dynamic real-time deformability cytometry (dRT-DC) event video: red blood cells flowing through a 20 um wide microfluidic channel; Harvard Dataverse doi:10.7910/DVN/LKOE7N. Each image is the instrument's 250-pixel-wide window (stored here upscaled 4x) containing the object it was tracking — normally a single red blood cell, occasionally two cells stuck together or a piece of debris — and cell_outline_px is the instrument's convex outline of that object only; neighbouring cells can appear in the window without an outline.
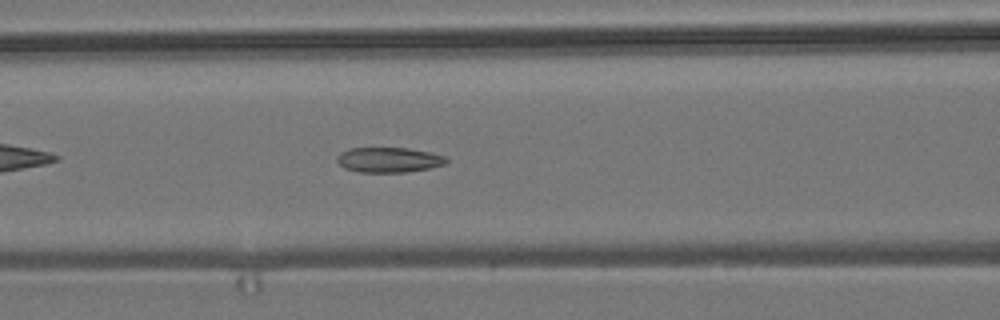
{"species": "common noctule bat (a hibernating species)", "species_latin": "Nyctalus noctula", "temperature_condition": "room temperature", "stored_images_in_passage": 43, "camera_frame_rate_fps": 3000, "um_per_image_px": 0.085, "animal": {"sex": "male", "body_mass_g": 19.2, "forearm_length_mm": 51.8}, "frame": {"image": 1, "passage_image": 10, "time_ms": 3.0, "image_size_px": [1000, 320], "cell_outline_px": [[448, 160], [444, 164], [428, 168], [404, 172], [356, 172], [344, 168], [336, 160], [336, 156], [340, 152], [348, 148], [408, 148], [432, 152], [444, 156]], "centroid_in_image_um": [33.0, 13.58], "position_along_channel_um": 133.6, "area_um2": 16.01}}
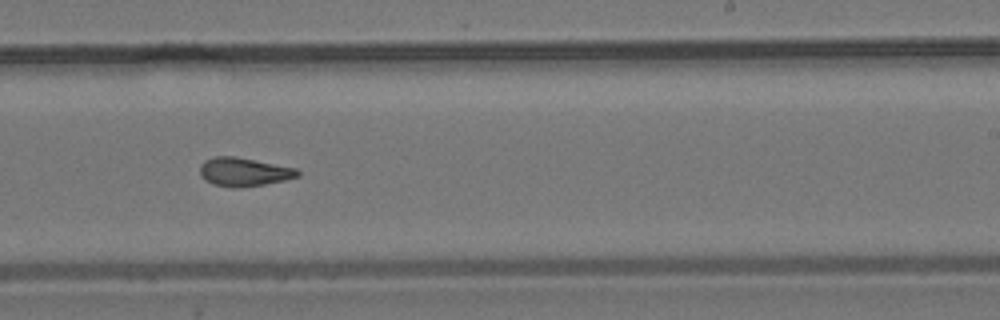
{"frame": {"image": 2, "passage_image": 21, "time_ms": 6.667, "image_size_px": [1000, 320], "cell_outline_px": [[300, 176], [284, 180], [264, 184], [236, 188], [232, 188], [212, 184], [204, 180], [200, 176], [200, 164], [204, 160], [216, 156], [236, 156], [296, 168], [300, 172]], "centroid_in_image_um": [20.7, 14.61], "position_along_channel_um": 268.3, "area_um2": 16.42}}
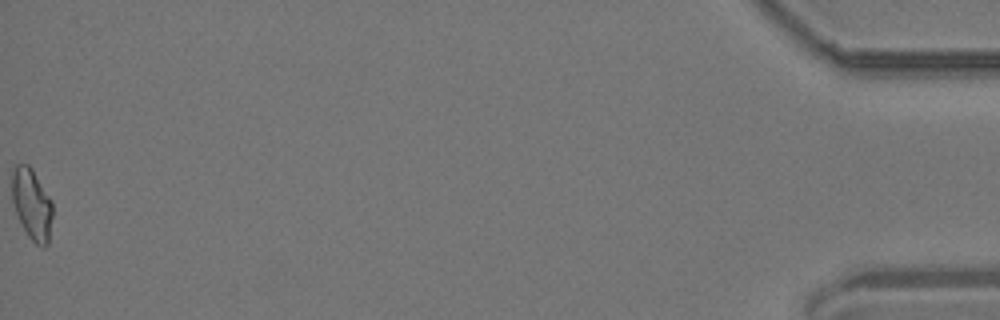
{"frame": {"image": 3, "passage_image": 43, "time_ms": 14.0, "image_size_px": [1000, 320], "cell_outline_px": [[52, 216], [48, 244], [44, 248], [36, 244], [28, 236], [16, 212], [12, 200], [12, 172], [16, 164], [28, 164], [32, 168], [52, 200]], "centroid_in_image_um": [2.72, 17.34], "position_along_channel_um": 432.5, "area_um2": 16.76}, "authors_computed_cell_mechanics": {"area_um2": 16.4152, "velocity_mm_per_s": 3.6817, "shape_relaxation_time_tau1_ms": null, "shape_relaxation_time_tau2_ms": 2.4347, "deformation_change_tau1": null, "deformation_change_tau2": 0.0888}}